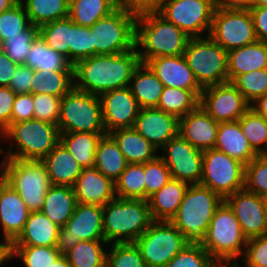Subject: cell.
Listing matches in <instances>:
<instances>
[{"instance_id": "6da1fadb", "label": "cell", "mask_w": 267, "mask_h": 267, "mask_svg": "<svg viewBox=\"0 0 267 267\" xmlns=\"http://www.w3.org/2000/svg\"><path fill=\"white\" fill-rule=\"evenodd\" d=\"M140 64L136 48L121 54L94 55L78 61L74 67V87L92 95L130 85Z\"/></svg>"}, {"instance_id": "7a4b0ae2", "label": "cell", "mask_w": 267, "mask_h": 267, "mask_svg": "<svg viewBox=\"0 0 267 267\" xmlns=\"http://www.w3.org/2000/svg\"><path fill=\"white\" fill-rule=\"evenodd\" d=\"M190 37L157 11L136 16L135 48L140 62L156 57L183 55ZM143 48V50H139Z\"/></svg>"}, {"instance_id": "3957f363", "label": "cell", "mask_w": 267, "mask_h": 267, "mask_svg": "<svg viewBox=\"0 0 267 267\" xmlns=\"http://www.w3.org/2000/svg\"><path fill=\"white\" fill-rule=\"evenodd\" d=\"M153 221L147 200L115 197L103 206V232L108 245L134 243Z\"/></svg>"}, {"instance_id": "277c9868", "label": "cell", "mask_w": 267, "mask_h": 267, "mask_svg": "<svg viewBox=\"0 0 267 267\" xmlns=\"http://www.w3.org/2000/svg\"><path fill=\"white\" fill-rule=\"evenodd\" d=\"M247 241L232 209L223 201L201 245L222 267H235L240 262L238 257L244 255Z\"/></svg>"}, {"instance_id": "5b68a950", "label": "cell", "mask_w": 267, "mask_h": 267, "mask_svg": "<svg viewBox=\"0 0 267 267\" xmlns=\"http://www.w3.org/2000/svg\"><path fill=\"white\" fill-rule=\"evenodd\" d=\"M224 199L200 184L189 185L171 223L192 244H201L209 224Z\"/></svg>"}, {"instance_id": "8992f818", "label": "cell", "mask_w": 267, "mask_h": 267, "mask_svg": "<svg viewBox=\"0 0 267 267\" xmlns=\"http://www.w3.org/2000/svg\"><path fill=\"white\" fill-rule=\"evenodd\" d=\"M1 138L14 144L6 151L4 159L42 160L60 142V132L58 125L31 119L11 123L1 133Z\"/></svg>"}, {"instance_id": "52a82bcc", "label": "cell", "mask_w": 267, "mask_h": 267, "mask_svg": "<svg viewBox=\"0 0 267 267\" xmlns=\"http://www.w3.org/2000/svg\"><path fill=\"white\" fill-rule=\"evenodd\" d=\"M1 171L30 211H41L52 186L42 160L3 159Z\"/></svg>"}, {"instance_id": "ba28073f", "label": "cell", "mask_w": 267, "mask_h": 267, "mask_svg": "<svg viewBox=\"0 0 267 267\" xmlns=\"http://www.w3.org/2000/svg\"><path fill=\"white\" fill-rule=\"evenodd\" d=\"M58 129L60 133H106L99 96L73 87L62 97Z\"/></svg>"}, {"instance_id": "9c48e42d", "label": "cell", "mask_w": 267, "mask_h": 267, "mask_svg": "<svg viewBox=\"0 0 267 267\" xmlns=\"http://www.w3.org/2000/svg\"><path fill=\"white\" fill-rule=\"evenodd\" d=\"M205 38H190L183 53L202 88L228 82V52L210 36Z\"/></svg>"}, {"instance_id": "30bf717a", "label": "cell", "mask_w": 267, "mask_h": 267, "mask_svg": "<svg viewBox=\"0 0 267 267\" xmlns=\"http://www.w3.org/2000/svg\"><path fill=\"white\" fill-rule=\"evenodd\" d=\"M136 14L117 8L90 27L93 56L121 54L135 47Z\"/></svg>"}, {"instance_id": "8fae6325", "label": "cell", "mask_w": 267, "mask_h": 267, "mask_svg": "<svg viewBox=\"0 0 267 267\" xmlns=\"http://www.w3.org/2000/svg\"><path fill=\"white\" fill-rule=\"evenodd\" d=\"M134 243L147 267H165L188 244L170 221L155 220Z\"/></svg>"}, {"instance_id": "7c38bea8", "label": "cell", "mask_w": 267, "mask_h": 267, "mask_svg": "<svg viewBox=\"0 0 267 267\" xmlns=\"http://www.w3.org/2000/svg\"><path fill=\"white\" fill-rule=\"evenodd\" d=\"M245 165L216 149L203 151L200 185L210 188L223 199L244 189Z\"/></svg>"}, {"instance_id": "4fadbf2b", "label": "cell", "mask_w": 267, "mask_h": 267, "mask_svg": "<svg viewBox=\"0 0 267 267\" xmlns=\"http://www.w3.org/2000/svg\"><path fill=\"white\" fill-rule=\"evenodd\" d=\"M216 6L217 0H161L157 12L190 38H196L206 30L209 36Z\"/></svg>"}, {"instance_id": "5bb4252c", "label": "cell", "mask_w": 267, "mask_h": 267, "mask_svg": "<svg viewBox=\"0 0 267 267\" xmlns=\"http://www.w3.org/2000/svg\"><path fill=\"white\" fill-rule=\"evenodd\" d=\"M209 36L227 52L257 41L249 9L222 6L214 10Z\"/></svg>"}, {"instance_id": "9a60e30c", "label": "cell", "mask_w": 267, "mask_h": 267, "mask_svg": "<svg viewBox=\"0 0 267 267\" xmlns=\"http://www.w3.org/2000/svg\"><path fill=\"white\" fill-rule=\"evenodd\" d=\"M81 240H105L103 206L77 203L71 218L59 228L57 249L64 255Z\"/></svg>"}, {"instance_id": "2e32d148", "label": "cell", "mask_w": 267, "mask_h": 267, "mask_svg": "<svg viewBox=\"0 0 267 267\" xmlns=\"http://www.w3.org/2000/svg\"><path fill=\"white\" fill-rule=\"evenodd\" d=\"M160 150L165 154L158 156L167 165L172 179L184 181L190 185L200 184L203 151L191 145L179 134L170 139Z\"/></svg>"}, {"instance_id": "e0dca14e", "label": "cell", "mask_w": 267, "mask_h": 267, "mask_svg": "<svg viewBox=\"0 0 267 267\" xmlns=\"http://www.w3.org/2000/svg\"><path fill=\"white\" fill-rule=\"evenodd\" d=\"M199 105L217 122L237 121L250 108L232 82L203 88Z\"/></svg>"}, {"instance_id": "ac0fdd59", "label": "cell", "mask_w": 267, "mask_h": 267, "mask_svg": "<svg viewBox=\"0 0 267 267\" xmlns=\"http://www.w3.org/2000/svg\"><path fill=\"white\" fill-rule=\"evenodd\" d=\"M224 201L232 209L248 240L267 234L262 197L244 188L227 196Z\"/></svg>"}, {"instance_id": "d6986e66", "label": "cell", "mask_w": 267, "mask_h": 267, "mask_svg": "<svg viewBox=\"0 0 267 267\" xmlns=\"http://www.w3.org/2000/svg\"><path fill=\"white\" fill-rule=\"evenodd\" d=\"M106 133L119 128H133L140 106L128 87L107 91L99 96Z\"/></svg>"}, {"instance_id": "ffe728a7", "label": "cell", "mask_w": 267, "mask_h": 267, "mask_svg": "<svg viewBox=\"0 0 267 267\" xmlns=\"http://www.w3.org/2000/svg\"><path fill=\"white\" fill-rule=\"evenodd\" d=\"M133 128L159 150L178 135L179 119L156 107L141 108Z\"/></svg>"}, {"instance_id": "44dd1931", "label": "cell", "mask_w": 267, "mask_h": 267, "mask_svg": "<svg viewBox=\"0 0 267 267\" xmlns=\"http://www.w3.org/2000/svg\"><path fill=\"white\" fill-rule=\"evenodd\" d=\"M219 122L200 105L179 119L178 134L201 151L214 149Z\"/></svg>"}, {"instance_id": "7402d4cb", "label": "cell", "mask_w": 267, "mask_h": 267, "mask_svg": "<svg viewBox=\"0 0 267 267\" xmlns=\"http://www.w3.org/2000/svg\"><path fill=\"white\" fill-rule=\"evenodd\" d=\"M146 64L165 87L203 90L183 55L156 57L149 59Z\"/></svg>"}, {"instance_id": "603a6c76", "label": "cell", "mask_w": 267, "mask_h": 267, "mask_svg": "<svg viewBox=\"0 0 267 267\" xmlns=\"http://www.w3.org/2000/svg\"><path fill=\"white\" fill-rule=\"evenodd\" d=\"M73 188L77 203L105 206L116 197L114 183L95 166L82 168Z\"/></svg>"}, {"instance_id": "cb8c5ba5", "label": "cell", "mask_w": 267, "mask_h": 267, "mask_svg": "<svg viewBox=\"0 0 267 267\" xmlns=\"http://www.w3.org/2000/svg\"><path fill=\"white\" fill-rule=\"evenodd\" d=\"M30 212L18 192L8 184L0 199V226L4 242L10 245L19 236Z\"/></svg>"}, {"instance_id": "d4e9b609", "label": "cell", "mask_w": 267, "mask_h": 267, "mask_svg": "<svg viewBox=\"0 0 267 267\" xmlns=\"http://www.w3.org/2000/svg\"><path fill=\"white\" fill-rule=\"evenodd\" d=\"M267 69V43L256 41L228 52V82L255 70Z\"/></svg>"}, {"instance_id": "484cf974", "label": "cell", "mask_w": 267, "mask_h": 267, "mask_svg": "<svg viewBox=\"0 0 267 267\" xmlns=\"http://www.w3.org/2000/svg\"><path fill=\"white\" fill-rule=\"evenodd\" d=\"M52 185L73 187L82 167L60 142L42 159Z\"/></svg>"}, {"instance_id": "4316f807", "label": "cell", "mask_w": 267, "mask_h": 267, "mask_svg": "<svg viewBox=\"0 0 267 267\" xmlns=\"http://www.w3.org/2000/svg\"><path fill=\"white\" fill-rule=\"evenodd\" d=\"M214 149L224 152L244 165H247L258 155L242 133L238 120L219 122Z\"/></svg>"}, {"instance_id": "83f0119b", "label": "cell", "mask_w": 267, "mask_h": 267, "mask_svg": "<svg viewBox=\"0 0 267 267\" xmlns=\"http://www.w3.org/2000/svg\"><path fill=\"white\" fill-rule=\"evenodd\" d=\"M59 228L43 212L31 211L23 231L10 245L57 247Z\"/></svg>"}, {"instance_id": "f1b7e54d", "label": "cell", "mask_w": 267, "mask_h": 267, "mask_svg": "<svg viewBox=\"0 0 267 267\" xmlns=\"http://www.w3.org/2000/svg\"><path fill=\"white\" fill-rule=\"evenodd\" d=\"M189 185L187 182L171 178L165 186L152 194L147 202L153 220L171 221L176 215Z\"/></svg>"}, {"instance_id": "f546056e", "label": "cell", "mask_w": 267, "mask_h": 267, "mask_svg": "<svg viewBox=\"0 0 267 267\" xmlns=\"http://www.w3.org/2000/svg\"><path fill=\"white\" fill-rule=\"evenodd\" d=\"M108 134L118 144L129 164H144L158 156V150L134 128H119Z\"/></svg>"}, {"instance_id": "4dcf8cb0", "label": "cell", "mask_w": 267, "mask_h": 267, "mask_svg": "<svg viewBox=\"0 0 267 267\" xmlns=\"http://www.w3.org/2000/svg\"><path fill=\"white\" fill-rule=\"evenodd\" d=\"M129 88L140 108L157 107L164 85L146 63L140 62L132 74Z\"/></svg>"}, {"instance_id": "1f68e13d", "label": "cell", "mask_w": 267, "mask_h": 267, "mask_svg": "<svg viewBox=\"0 0 267 267\" xmlns=\"http://www.w3.org/2000/svg\"><path fill=\"white\" fill-rule=\"evenodd\" d=\"M77 204L73 187L52 185L44 197L43 212L52 222L63 227Z\"/></svg>"}, {"instance_id": "d6a6232c", "label": "cell", "mask_w": 267, "mask_h": 267, "mask_svg": "<svg viewBox=\"0 0 267 267\" xmlns=\"http://www.w3.org/2000/svg\"><path fill=\"white\" fill-rule=\"evenodd\" d=\"M128 164L115 140L109 134L102 136L95 153L96 169L115 183Z\"/></svg>"}, {"instance_id": "836d02e7", "label": "cell", "mask_w": 267, "mask_h": 267, "mask_svg": "<svg viewBox=\"0 0 267 267\" xmlns=\"http://www.w3.org/2000/svg\"><path fill=\"white\" fill-rule=\"evenodd\" d=\"M106 134L86 132L60 133V143L65 146L82 168L93 167L98 142Z\"/></svg>"}, {"instance_id": "e575fe53", "label": "cell", "mask_w": 267, "mask_h": 267, "mask_svg": "<svg viewBox=\"0 0 267 267\" xmlns=\"http://www.w3.org/2000/svg\"><path fill=\"white\" fill-rule=\"evenodd\" d=\"M24 65L34 70L74 71L68 58L49 48L39 36L33 41Z\"/></svg>"}, {"instance_id": "d590c367", "label": "cell", "mask_w": 267, "mask_h": 267, "mask_svg": "<svg viewBox=\"0 0 267 267\" xmlns=\"http://www.w3.org/2000/svg\"><path fill=\"white\" fill-rule=\"evenodd\" d=\"M74 87V71L34 70L31 94H50L63 97Z\"/></svg>"}, {"instance_id": "8d00e7d4", "label": "cell", "mask_w": 267, "mask_h": 267, "mask_svg": "<svg viewBox=\"0 0 267 267\" xmlns=\"http://www.w3.org/2000/svg\"><path fill=\"white\" fill-rule=\"evenodd\" d=\"M117 8L116 0H69V18L77 25L91 27Z\"/></svg>"}, {"instance_id": "74e56055", "label": "cell", "mask_w": 267, "mask_h": 267, "mask_svg": "<svg viewBox=\"0 0 267 267\" xmlns=\"http://www.w3.org/2000/svg\"><path fill=\"white\" fill-rule=\"evenodd\" d=\"M201 92L202 90H186L164 86L156 108L180 119L199 105Z\"/></svg>"}, {"instance_id": "f35d334b", "label": "cell", "mask_w": 267, "mask_h": 267, "mask_svg": "<svg viewBox=\"0 0 267 267\" xmlns=\"http://www.w3.org/2000/svg\"><path fill=\"white\" fill-rule=\"evenodd\" d=\"M31 25L44 24L69 17V0H19Z\"/></svg>"}, {"instance_id": "ab89813d", "label": "cell", "mask_w": 267, "mask_h": 267, "mask_svg": "<svg viewBox=\"0 0 267 267\" xmlns=\"http://www.w3.org/2000/svg\"><path fill=\"white\" fill-rule=\"evenodd\" d=\"M38 34L49 48L71 62L72 20L69 17L40 26Z\"/></svg>"}, {"instance_id": "60d3db41", "label": "cell", "mask_w": 267, "mask_h": 267, "mask_svg": "<svg viewBox=\"0 0 267 267\" xmlns=\"http://www.w3.org/2000/svg\"><path fill=\"white\" fill-rule=\"evenodd\" d=\"M105 240H81L66 256L71 267H106Z\"/></svg>"}, {"instance_id": "b9f144b4", "label": "cell", "mask_w": 267, "mask_h": 267, "mask_svg": "<svg viewBox=\"0 0 267 267\" xmlns=\"http://www.w3.org/2000/svg\"><path fill=\"white\" fill-rule=\"evenodd\" d=\"M144 164H128L114 183L115 196L145 200Z\"/></svg>"}, {"instance_id": "7bdbcfd3", "label": "cell", "mask_w": 267, "mask_h": 267, "mask_svg": "<svg viewBox=\"0 0 267 267\" xmlns=\"http://www.w3.org/2000/svg\"><path fill=\"white\" fill-rule=\"evenodd\" d=\"M238 121L252 149L258 155L267 154V119L249 108Z\"/></svg>"}, {"instance_id": "ee69618b", "label": "cell", "mask_w": 267, "mask_h": 267, "mask_svg": "<svg viewBox=\"0 0 267 267\" xmlns=\"http://www.w3.org/2000/svg\"><path fill=\"white\" fill-rule=\"evenodd\" d=\"M60 255L57 247L9 245V260L17 256L24 267H52Z\"/></svg>"}, {"instance_id": "f6af8a7d", "label": "cell", "mask_w": 267, "mask_h": 267, "mask_svg": "<svg viewBox=\"0 0 267 267\" xmlns=\"http://www.w3.org/2000/svg\"><path fill=\"white\" fill-rule=\"evenodd\" d=\"M165 267H222L201 244L188 243Z\"/></svg>"}, {"instance_id": "bcb514c9", "label": "cell", "mask_w": 267, "mask_h": 267, "mask_svg": "<svg viewBox=\"0 0 267 267\" xmlns=\"http://www.w3.org/2000/svg\"><path fill=\"white\" fill-rule=\"evenodd\" d=\"M106 255V267H147L135 243H113Z\"/></svg>"}, {"instance_id": "7dc6e473", "label": "cell", "mask_w": 267, "mask_h": 267, "mask_svg": "<svg viewBox=\"0 0 267 267\" xmlns=\"http://www.w3.org/2000/svg\"><path fill=\"white\" fill-rule=\"evenodd\" d=\"M31 26L24 6L19 1L11 8L0 13V37L3 42L11 37L19 36Z\"/></svg>"}, {"instance_id": "c3c4849f", "label": "cell", "mask_w": 267, "mask_h": 267, "mask_svg": "<svg viewBox=\"0 0 267 267\" xmlns=\"http://www.w3.org/2000/svg\"><path fill=\"white\" fill-rule=\"evenodd\" d=\"M232 83L251 105L267 93V69L244 73L238 76Z\"/></svg>"}, {"instance_id": "681fc988", "label": "cell", "mask_w": 267, "mask_h": 267, "mask_svg": "<svg viewBox=\"0 0 267 267\" xmlns=\"http://www.w3.org/2000/svg\"><path fill=\"white\" fill-rule=\"evenodd\" d=\"M244 188L260 197L267 196V154L257 155L245 165Z\"/></svg>"}, {"instance_id": "f907efd6", "label": "cell", "mask_w": 267, "mask_h": 267, "mask_svg": "<svg viewBox=\"0 0 267 267\" xmlns=\"http://www.w3.org/2000/svg\"><path fill=\"white\" fill-rule=\"evenodd\" d=\"M39 36L38 27L31 25L28 29L19 33V36L11 37L4 42L3 51L18 65H24L28 57V51L33 41Z\"/></svg>"}, {"instance_id": "816d5d0a", "label": "cell", "mask_w": 267, "mask_h": 267, "mask_svg": "<svg viewBox=\"0 0 267 267\" xmlns=\"http://www.w3.org/2000/svg\"><path fill=\"white\" fill-rule=\"evenodd\" d=\"M144 178L147 200L169 182L171 174L165 162L157 156L154 160L144 163Z\"/></svg>"}, {"instance_id": "f5cc1de1", "label": "cell", "mask_w": 267, "mask_h": 267, "mask_svg": "<svg viewBox=\"0 0 267 267\" xmlns=\"http://www.w3.org/2000/svg\"><path fill=\"white\" fill-rule=\"evenodd\" d=\"M61 97L50 94L33 95V119L58 125Z\"/></svg>"}, {"instance_id": "db71d44e", "label": "cell", "mask_w": 267, "mask_h": 267, "mask_svg": "<svg viewBox=\"0 0 267 267\" xmlns=\"http://www.w3.org/2000/svg\"><path fill=\"white\" fill-rule=\"evenodd\" d=\"M93 56V40L90 27L77 25L72 21L71 63Z\"/></svg>"}, {"instance_id": "11a10c76", "label": "cell", "mask_w": 267, "mask_h": 267, "mask_svg": "<svg viewBox=\"0 0 267 267\" xmlns=\"http://www.w3.org/2000/svg\"><path fill=\"white\" fill-rule=\"evenodd\" d=\"M246 267L267 266V234L251 238L247 241L243 257ZM235 267H241L237 264Z\"/></svg>"}, {"instance_id": "9f6ffc18", "label": "cell", "mask_w": 267, "mask_h": 267, "mask_svg": "<svg viewBox=\"0 0 267 267\" xmlns=\"http://www.w3.org/2000/svg\"><path fill=\"white\" fill-rule=\"evenodd\" d=\"M33 94L16 95L11 115V123H18L33 119Z\"/></svg>"}, {"instance_id": "6f0895ef", "label": "cell", "mask_w": 267, "mask_h": 267, "mask_svg": "<svg viewBox=\"0 0 267 267\" xmlns=\"http://www.w3.org/2000/svg\"><path fill=\"white\" fill-rule=\"evenodd\" d=\"M16 93L9 87L0 86V137L1 133L11 124L12 108Z\"/></svg>"}, {"instance_id": "680465c9", "label": "cell", "mask_w": 267, "mask_h": 267, "mask_svg": "<svg viewBox=\"0 0 267 267\" xmlns=\"http://www.w3.org/2000/svg\"><path fill=\"white\" fill-rule=\"evenodd\" d=\"M32 78V68L26 65H18L8 87L13 90L16 95L31 93Z\"/></svg>"}, {"instance_id": "91938a15", "label": "cell", "mask_w": 267, "mask_h": 267, "mask_svg": "<svg viewBox=\"0 0 267 267\" xmlns=\"http://www.w3.org/2000/svg\"><path fill=\"white\" fill-rule=\"evenodd\" d=\"M161 0H116L117 7L136 15L158 11Z\"/></svg>"}, {"instance_id": "94428289", "label": "cell", "mask_w": 267, "mask_h": 267, "mask_svg": "<svg viewBox=\"0 0 267 267\" xmlns=\"http://www.w3.org/2000/svg\"><path fill=\"white\" fill-rule=\"evenodd\" d=\"M257 41L267 43V7H251L249 9Z\"/></svg>"}, {"instance_id": "6125c7cd", "label": "cell", "mask_w": 267, "mask_h": 267, "mask_svg": "<svg viewBox=\"0 0 267 267\" xmlns=\"http://www.w3.org/2000/svg\"><path fill=\"white\" fill-rule=\"evenodd\" d=\"M18 64L13 62L4 51L0 52V86L8 87Z\"/></svg>"}, {"instance_id": "be15d7a7", "label": "cell", "mask_w": 267, "mask_h": 267, "mask_svg": "<svg viewBox=\"0 0 267 267\" xmlns=\"http://www.w3.org/2000/svg\"><path fill=\"white\" fill-rule=\"evenodd\" d=\"M255 0H217V6L226 8L250 9Z\"/></svg>"}, {"instance_id": "e7e4bbea", "label": "cell", "mask_w": 267, "mask_h": 267, "mask_svg": "<svg viewBox=\"0 0 267 267\" xmlns=\"http://www.w3.org/2000/svg\"><path fill=\"white\" fill-rule=\"evenodd\" d=\"M250 108L267 119V93L253 102Z\"/></svg>"}, {"instance_id": "03108f58", "label": "cell", "mask_w": 267, "mask_h": 267, "mask_svg": "<svg viewBox=\"0 0 267 267\" xmlns=\"http://www.w3.org/2000/svg\"><path fill=\"white\" fill-rule=\"evenodd\" d=\"M9 261V245L6 242H0V267Z\"/></svg>"}, {"instance_id": "003e7915", "label": "cell", "mask_w": 267, "mask_h": 267, "mask_svg": "<svg viewBox=\"0 0 267 267\" xmlns=\"http://www.w3.org/2000/svg\"><path fill=\"white\" fill-rule=\"evenodd\" d=\"M52 267H71L65 255L61 254L52 264Z\"/></svg>"}, {"instance_id": "a7ac6f4b", "label": "cell", "mask_w": 267, "mask_h": 267, "mask_svg": "<svg viewBox=\"0 0 267 267\" xmlns=\"http://www.w3.org/2000/svg\"><path fill=\"white\" fill-rule=\"evenodd\" d=\"M19 0H0V13L17 4Z\"/></svg>"}, {"instance_id": "89a4df30", "label": "cell", "mask_w": 267, "mask_h": 267, "mask_svg": "<svg viewBox=\"0 0 267 267\" xmlns=\"http://www.w3.org/2000/svg\"><path fill=\"white\" fill-rule=\"evenodd\" d=\"M7 185H8L7 178H6L5 174L0 169V199H1V194L3 192V189Z\"/></svg>"}, {"instance_id": "2644e50d", "label": "cell", "mask_w": 267, "mask_h": 267, "mask_svg": "<svg viewBox=\"0 0 267 267\" xmlns=\"http://www.w3.org/2000/svg\"><path fill=\"white\" fill-rule=\"evenodd\" d=\"M252 7H267V0H255Z\"/></svg>"}, {"instance_id": "8c879c8a", "label": "cell", "mask_w": 267, "mask_h": 267, "mask_svg": "<svg viewBox=\"0 0 267 267\" xmlns=\"http://www.w3.org/2000/svg\"><path fill=\"white\" fill-rule=\"evenodd\" d=\"M263 205H264V213H265V218L267 222V196L262 197Z\"/></svg>"}, {"instance_id": "753ad0ef", "label": "cell", "mask_w": 267, "mask_h": 267, "mask_svg": "<svg viewBox=\"0 0 267 267\" xmlns=\"http://www.w3.org/2000/svg\"><path fill=\"white\" fill-rule=\"evenodd\" d=\"M3 48H4V42L2 38L0 37V52L3 51Z\"/></svg>"}, {"instance_id": "34e18365", "label": "cell", "mask_w": 267, "mask_h": 267, "mask_svg": "<svg viewBox=\"0 0 267 267\" xmlns=\"http://www.w3.org/2000/svg\"><path fill=\"white\" fill-rule=\"evenodd\" d=\"M1 153H3V154H4V153H5V151H4V149H3V148L0 146V154H1ZM0 167H2V165H1V162H0Z\"/></svg>"}]
</instances>
